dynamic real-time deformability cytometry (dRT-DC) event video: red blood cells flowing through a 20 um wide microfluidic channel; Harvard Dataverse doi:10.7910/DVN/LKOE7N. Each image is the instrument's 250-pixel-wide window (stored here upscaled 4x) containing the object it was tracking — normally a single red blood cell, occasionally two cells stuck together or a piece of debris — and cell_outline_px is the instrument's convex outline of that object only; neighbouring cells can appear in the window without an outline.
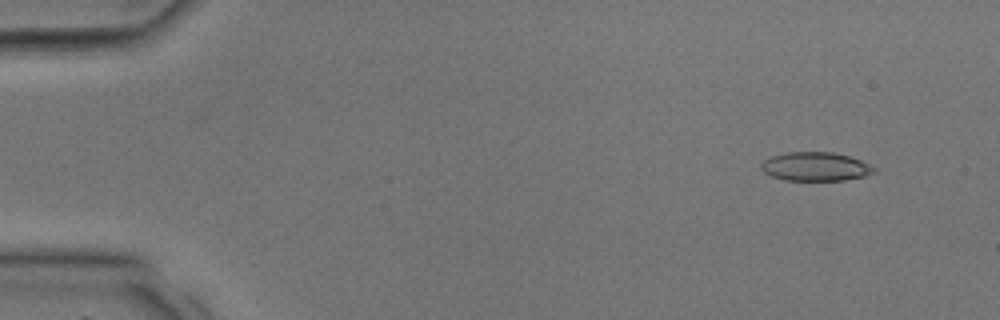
{"species": "common noctule bat (a hibernating species)", "species_latin": "Nyctalus noctula", "temperature_condition": "room temperature", "stored_images_in_passage": 34, "camera_frame_rate_fps": 3000, "um_per_image_px": 0.085, "animal": {"sex": "male", "body_mass_g": 17.9, "forearm_length_mm": 54.2}, "frame": {"image": 1, "passage_image": 2, "time_ms": 0.333, "image_size_px": [1000, 320], "cell_outline_px": [[876, 172], [864, 176], [844, 180], [784, 180], [772, 176], [764, 172], [760, 168], [760, 164], [764, 160], [772, 156], [788, 152], [832, 152], [848, 156], [860, 160], [876, 168]], "centroid_in_image_um": [69.3, 14.16], "position_along_channel_um": 15.7, "area_um2": 18.84}}
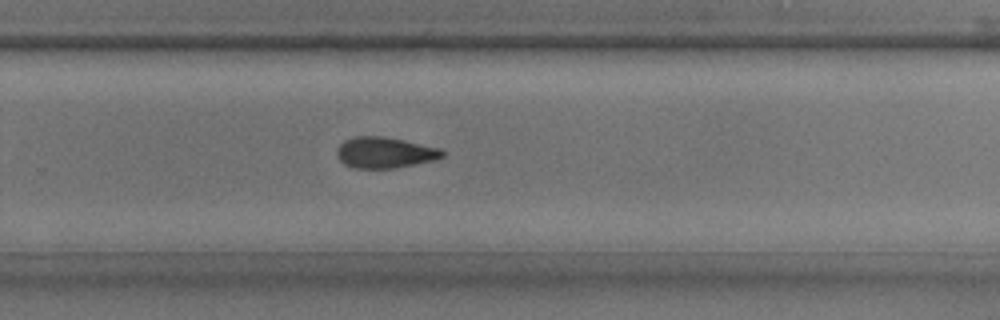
{"frame": {"image": 2, "passage_image": 22, "time_ms": 7.0, "image_size_px": [1000, 320], "cell_outline_px": [[444, 156], [436, 160], [392, 168], [352, 168], [344, 164], [336, 156], [336, 148], [344, 140], [352, 136], [384, 136], [404, 140], [440, 148], [444, 152]], "centroid_in_image_um": [32.67, 12.96], "position_along_channel_um": 297.1, "area_um2": 19.19}}
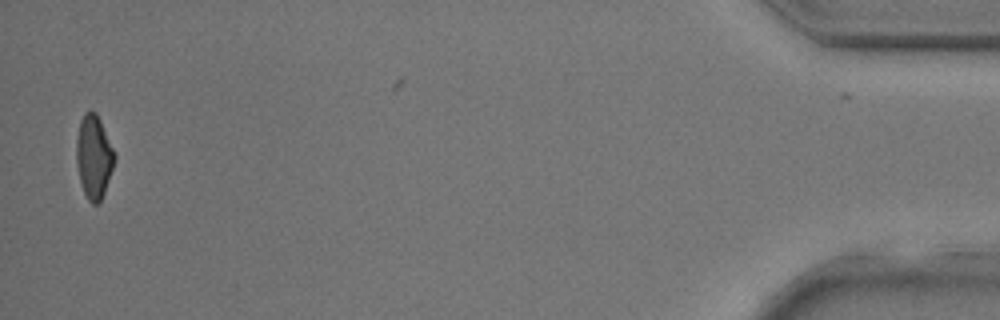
{"frame": {"image": 3, "passage_image": 33, "time_ms": 10.667, "image_size_px": [1000, 320], "cell_outline_px": [[116, 156], [104, 192], [100, 200], [96, 204], [92, 204], [88, 200], [84, 192], [80, 180], [76, 160], [76, 140], [80, 120], [84, 112], [96, 112], [100, 120]], "centroid_in_image_um": [7.95, 13.31], "position_along_channel_um": 427.2, "area_um2": 18.15}}